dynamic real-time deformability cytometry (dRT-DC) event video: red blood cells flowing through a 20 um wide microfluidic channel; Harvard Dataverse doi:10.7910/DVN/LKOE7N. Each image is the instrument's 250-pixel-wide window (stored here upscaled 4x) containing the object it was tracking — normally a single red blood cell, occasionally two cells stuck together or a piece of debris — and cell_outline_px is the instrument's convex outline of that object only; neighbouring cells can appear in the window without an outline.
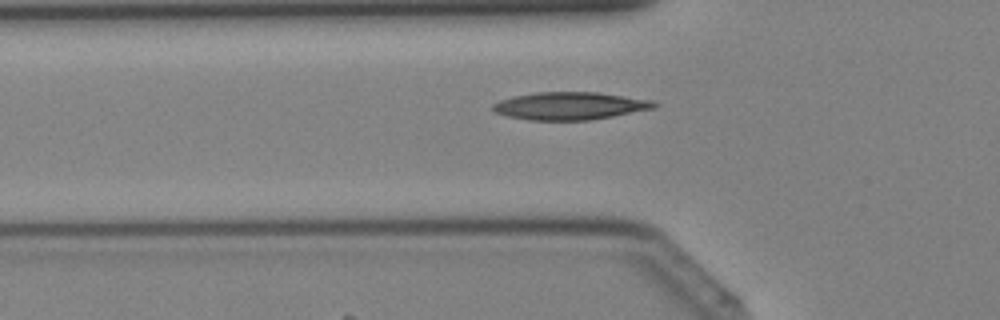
{"species": "Egyptian fruit bat (a non-hibernating species)", "species_latin": "Rousettus aegyptiacus", "temperature_condition": "cold", "stored_images_in_passage": 29, "camera_frame_rate_fps": 3000, "um_per_image_px": 0.085, "animal": {"sex": "female"}, "frame": {"image": 1, "passage_image": 4, "time_ms": 1.0, "image_size_px": [1000, 320], "cell_outline_px": [[660, 104], [656, 108], [612, 116], [588, 120], [528, 120], [508, 116], [496, 112], [492, 108], [492, 104], [500, 100], [512, 96], [536, 92], [596, 92], [652, 100]], "centroid_in_image_um": [48.45, 8.99], "position_along_channel_um": 77.4, "area_um2": 25.95}}
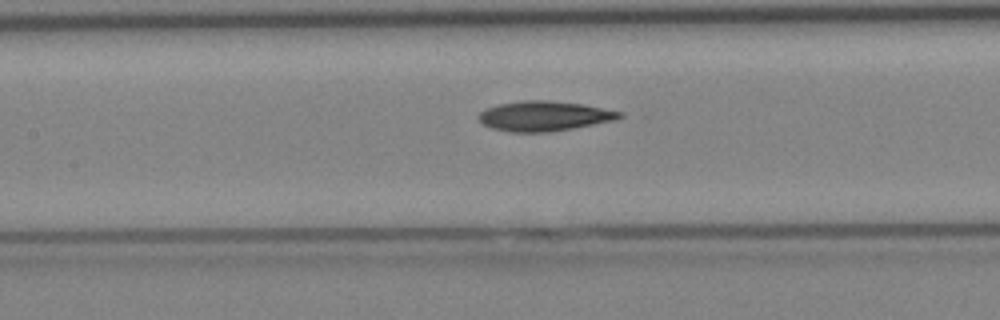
{"frame": {"image": 2, "passage_image": 9, "time_ms": 2.667, "image_size_px": [1000, 320], "cell_outline_px": [[624, 116], [612, 120], [572, 128], [548, 132], [512, 132], [492, 128], [484, 124], [476, 116], [484, 108], [500, 104], [524, 100], [548, 100], [584, 104], [624, 112]], "centroid_in_image_um": [46.24, 9.85], "position_along_channel_um": 161.2, "area_um2": 24.45}}
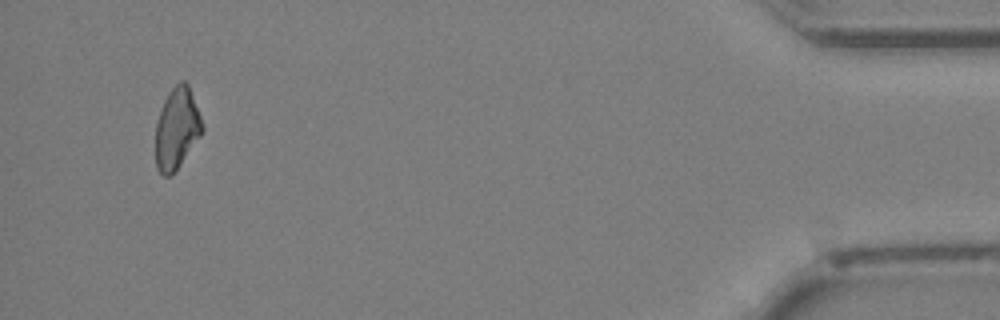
{"frame": {"image": 3, "passage_image": 29, "time_ms": 9.333, "image_size_px": [1000, 320], "cell_outline_px": [[204, 128], [200, 136], [172, 176], [164, 176], [156, 168], [156, 120], [164, 100], [168, 92], [180, 80], [184, 80], [188, 84], [200, 116]], "centroid_in_image_um": [15.01, 10.92], "position_along_channel_um": 420.2, "area_um2": 22.02}}